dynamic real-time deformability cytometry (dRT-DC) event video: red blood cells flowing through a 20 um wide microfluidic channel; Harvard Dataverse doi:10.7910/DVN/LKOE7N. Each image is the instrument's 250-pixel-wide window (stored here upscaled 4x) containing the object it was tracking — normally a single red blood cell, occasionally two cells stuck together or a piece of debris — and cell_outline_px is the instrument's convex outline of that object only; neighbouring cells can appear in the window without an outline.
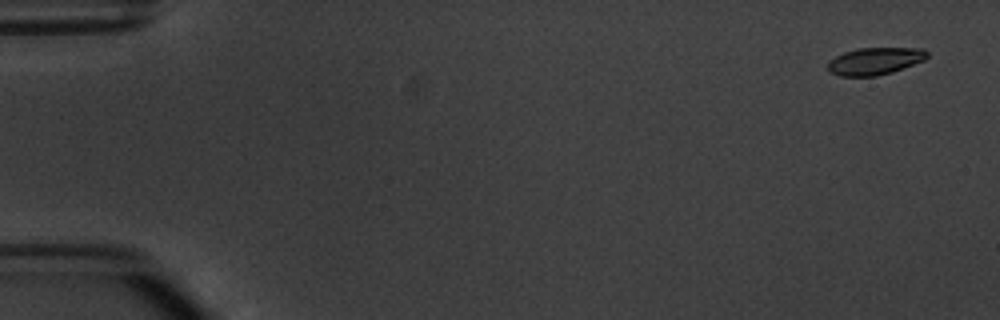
{"species": "common noctule bat (a hibernating species)", "species_latin": "Nyctalus noctula", "temperature_condition": "warm", "stored_images_in_passage": 6, "segment_of_instrument_passage": [1, 2], "camera_frame_rate_fps": 3000, "um_per_image_px": 0.085, "animal": {"sex": "male", "body_mass_g": 20.1, "forearm_length_mm": 53.5}, "frame": {"image": 1, "passage_image": 1, "time_ms": 0.0, "image_size_px": [1000, 320], "cell_outline_px": [[928, 56], [924, 60], [892, 72], [876, 76], [840, 76], [828, 72], [828, 60], [844, 52], [860, 48], [924, 48], [928, 52]], "centroid_in_image_um": [74.35, 5.19], "position_along_channel_um": 10.6, "area_um2": 15.78}}
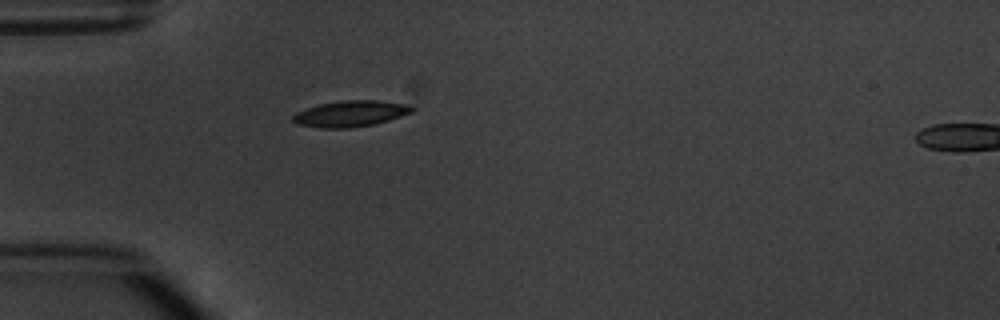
{"frame": {"image": 2, "passage_image": 5, "time_ms": 4.667, "image_size_px": [1000, 320], "cell_outline_px": [[416, 108], [412, 112], [388, 120], [372, 124], [348, 128], [320, 128], [300, 124], [292, 120], [292, 116], [296, 112], [320, 104], [344, 100], [376, 100], [404, 104]], "centroid_in_image_um": [29.78, 9.66], "position_along_channel_um": 55.2, "area_um2": 17.74}}